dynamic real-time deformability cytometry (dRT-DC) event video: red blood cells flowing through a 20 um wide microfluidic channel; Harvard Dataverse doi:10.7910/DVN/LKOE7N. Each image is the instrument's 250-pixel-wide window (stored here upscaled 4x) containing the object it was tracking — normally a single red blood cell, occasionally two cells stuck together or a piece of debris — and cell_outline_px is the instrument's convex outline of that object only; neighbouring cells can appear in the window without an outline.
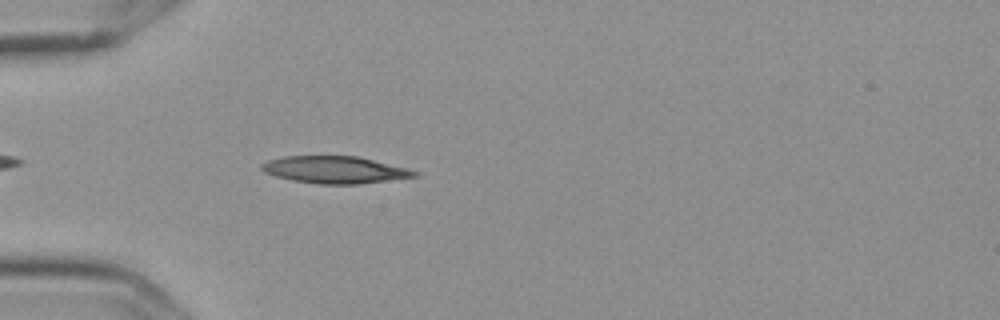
{"species": "Egyptian fruit bat (a non-hibernating species)", "species_latin": "Rousettus aegyptiacus", "temperature_condition": "cold", "stored_images_in_passage": 3, "camera_frame_rate_fps": 3000, "um_per_image_px": 0.085, "frame": {"image": 1, "passage_image": 3, "time_ms": 0.667, "image_size_px": [1000, 320], "cell_outline_px": [[420, 176], [360, 184], [320, 184], [292, 180], [276, 176], [264, 172], [260, 168], [260, 164], [268, 160], [284, 156], [356, 156], [408, 168], [420, 172]], "centroid_in_image_um": [28.48, 14.43], "position_along_channel_um": 56.5, "area_um2": 24.22}}